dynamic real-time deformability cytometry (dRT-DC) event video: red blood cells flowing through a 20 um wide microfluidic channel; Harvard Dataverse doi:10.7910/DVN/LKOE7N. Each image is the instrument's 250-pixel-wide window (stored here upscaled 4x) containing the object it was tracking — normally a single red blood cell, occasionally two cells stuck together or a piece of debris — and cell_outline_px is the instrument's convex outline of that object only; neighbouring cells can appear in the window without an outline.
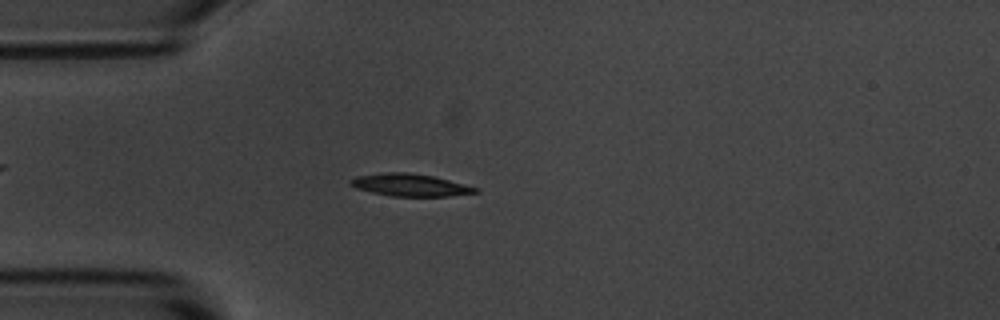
{"species": "common noctule bat (a hibernating species)", "species_latin": "Nyctalus noctula", "temperature_condition": "room temperature", "stored_images_in_passage": 55, "camera_frame_rate_fps": 3000, "um_per_image_px": 0.085, "animal": {"sex": "male", "body_mass_g": 20.1, "forearm_length_mm": 53.5}, "frame": {"image": 1, "passage_image": 14, "time_ms": 4.333, "image_size_px": [1000, 320], "cell_outline_px": [[480, 192], [448, 196], [392, 196], [372, 192], [356, 188], [348, 184], [348, 180], [356, 176], [388, 172], [408, 172], [432, 176], [480, 188]], "centroid_in_image_um": [34.84, 15.72], "position_along_channel_um": 50.2, "area_um2": 16.24}}
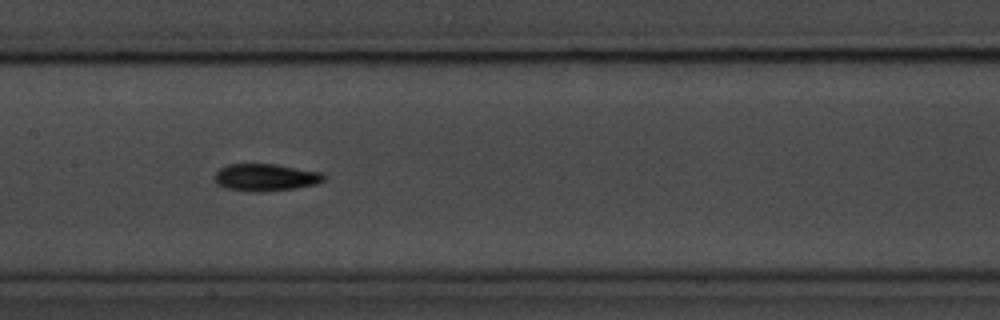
{"frame": {"image": 2, "passage_image": 26, "time_ms": 8.333, "image_size_px": [1000, 320], "cell_outline_px": [[324, 180], [316, 184], [296, 188], [264, 192], [252, 192], [228, 188], [216, 184], [212, 180], [212, 176], [220, 168], [228, 164], [276, 164], [320, 172], [324, 176]], "centroid_in_image_um": [22.51, 15.08], "position_along_channel_um": 184.9, "area_um2": 17.46}}
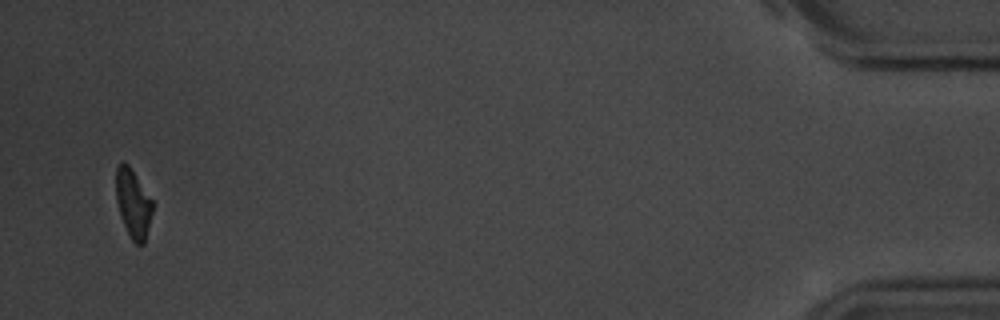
{"frame": {"image": 3, "passage_image": 53, "time_ms": 17.333, "image_size_px": [1000, 320], "cell_outline_px": [[156, 204], [144, 244], [136, 244], [132, 240], [120, 216], [116, 200], [116, 168], [120, 160], [124, 160], [128, 164]], "centroid_in_image_um": [11.34, 17.27], "position_along_channel_um": 423.9, "area_um2": 15.03}, "authors_computed_cell_mechanics": {"area_um2": 15.8372, "velocity_mm_per_s": 3.5973, "shape_relaxation_time_tau1_ms": 2.471, "shape_relaxation_time_tau2_ms": 8.1468, "deformation_change_tau1": 0.1429, "deformation_change_tau2": 0.1722}}